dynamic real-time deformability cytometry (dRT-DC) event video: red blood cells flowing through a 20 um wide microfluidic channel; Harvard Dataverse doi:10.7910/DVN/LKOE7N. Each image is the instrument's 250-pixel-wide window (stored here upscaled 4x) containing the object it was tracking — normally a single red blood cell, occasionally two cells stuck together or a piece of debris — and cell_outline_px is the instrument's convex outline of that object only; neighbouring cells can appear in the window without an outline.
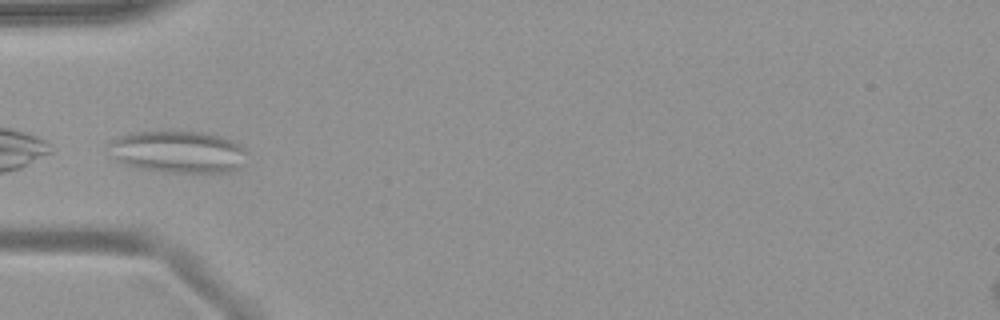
{"species": "common noctule bat (a hibernating species)", "species_latin": "Nyctalus noctula", "temperature_condition": "warm", "stored_images_in_passage": 5, "camera_frame_rate_fps": 3000, "um_per_image_px": 0.085, "animal": {"sex": "female", "body_mass_g": 19.9}, "frame": {"image": 1, "passage_image": 4, "time_ms": 4.667, "image_size_px": [1000, 320], "cell_outline_px": [[248, 164], [232, 172], [164, 172], [136, 168], [124, 164], [116, 160], [112, 156], [108, 144], [108, 140], [116, 136], [128, 132], [168, 128], [208, 132], [232, 140], [240, 144], [248, 152]], "centroid_in_image_um": [15.14, 12.85], "position_along_channel_um": 69.9, "area_um2": 35.89}}